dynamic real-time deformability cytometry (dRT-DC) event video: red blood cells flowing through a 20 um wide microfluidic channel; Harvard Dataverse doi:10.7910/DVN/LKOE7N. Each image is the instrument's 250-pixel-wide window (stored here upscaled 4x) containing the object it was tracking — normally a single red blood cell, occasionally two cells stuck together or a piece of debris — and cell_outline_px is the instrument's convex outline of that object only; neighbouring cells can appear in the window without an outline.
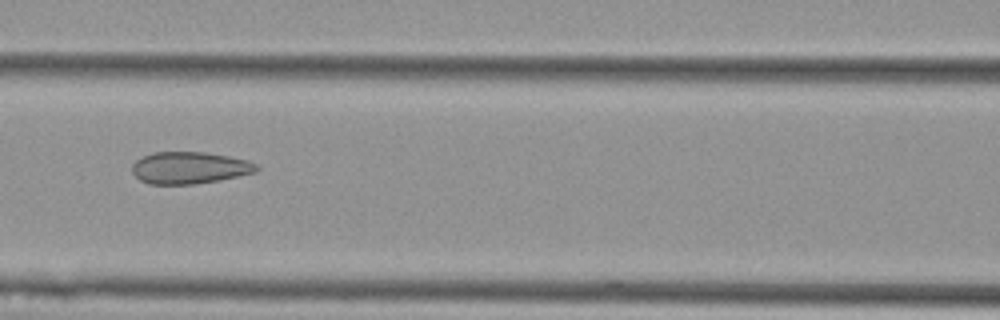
{"species": "Egyptian fruit bat (a non-hibernating species)", "species_latin": "Rousettus aegyptiacus", "temperature_condition": "cold", "stored_images_in_passage": 7, "camera_frame_rate_fps": 3000, "um_per_image_px": 0.085, "animal": {"sex": "female"}, "frame": {"image": 1, "passage_image": 4, "time_ms": 1.0, "image_size_px": [1000, 320], "cell_outline_px": [[260, 168], [256, 172], [220, 180], [192, 184], [148, 184], [140, 180], [132, 172], [132, 164], [136, 160], [152, 152], [204, 152], [228, 156], [248, 160], [256, 164]], "centroid_in_image_um": [16.11, 14.26], "position_along_channel_um": 150.5, "area_um2": 23.18}}
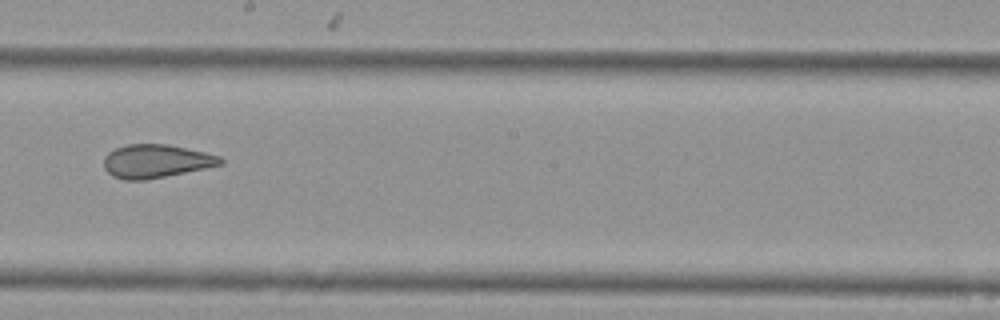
{"frame": {"image": 2, "passage_image": 6, "time_ms": 1.667, "image_size_px": [1000, 320], "cell_outline_px": [[224, 164], [144, 180], [124, 180], [112, 176], [104, 168], [104, 156], [108, 152], [116, 148], [128, 144], [168, 144], [204, 152], [220, 156], [224, 160]], "centroid_in_image_um": [13.24, 13.69], "position_along_channel_um": 235.0, "area_um2": 22.54}}
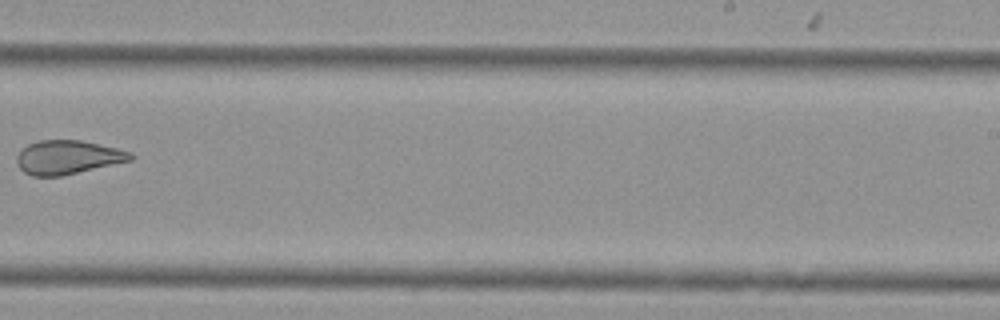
{"frame": {"image": 3, "passage_image": 7, "time_ms": 2.0, "image_size_px": [1000, 320], "cell_outline_px": [[136, 156], [132, 160], [60, 176], [32, 176], [24, 172], [16, 164], [16, 156], [28, 144], [40, 140], [80, 140], [116, 148], [132, 152]], "centroid_in_image_um": [5.76, 13.37], "position_along_channel_um": 283.2, "area_um2": 22.31}}